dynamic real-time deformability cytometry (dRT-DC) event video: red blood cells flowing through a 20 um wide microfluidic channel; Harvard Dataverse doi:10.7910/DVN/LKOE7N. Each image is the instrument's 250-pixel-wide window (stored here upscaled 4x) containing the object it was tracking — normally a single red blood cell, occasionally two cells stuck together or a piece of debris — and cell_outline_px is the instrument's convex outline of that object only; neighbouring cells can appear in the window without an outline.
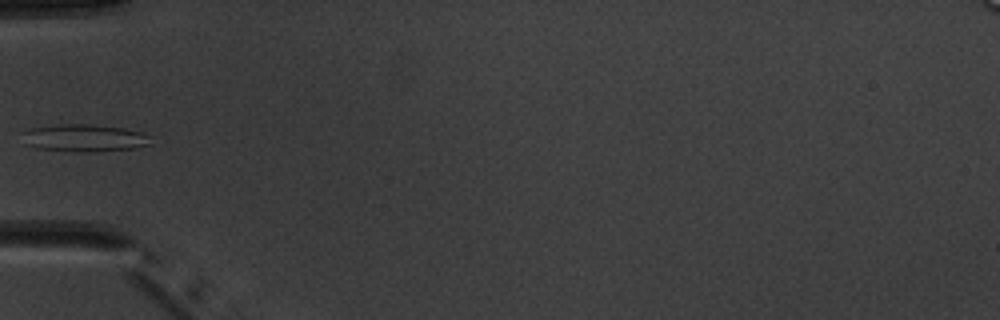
{"species": "common noctule bat (a hibernating species)", "species_latin": "Nyctalus noctula", "temperature_condition": "warm", "stored_images_in_passage": 5, "camera_frame_rate_fps": 3000, "um_per_image_px": 0.085, "animal": {"sex": "male", "body_mass_g": 20.1, "forearm_length_mm": 53.5}, "frame": {"image": 1, "passage_image": 4, "time_ms": 4.333, "image_size_px": [1000, 320], "cell_outline_px": [[152, 144], [132, 148], [92, 152], [80, 152], [36, 148], [24, 144], [20, 132], [28, 128], [60, 124], [88, 124], [124, 128], [140, 132], [152, 136]], "centroid_in_image_um": [7.12, 11.72], "position_along_channel_um": 77.9, "area_um2": 20.81}}
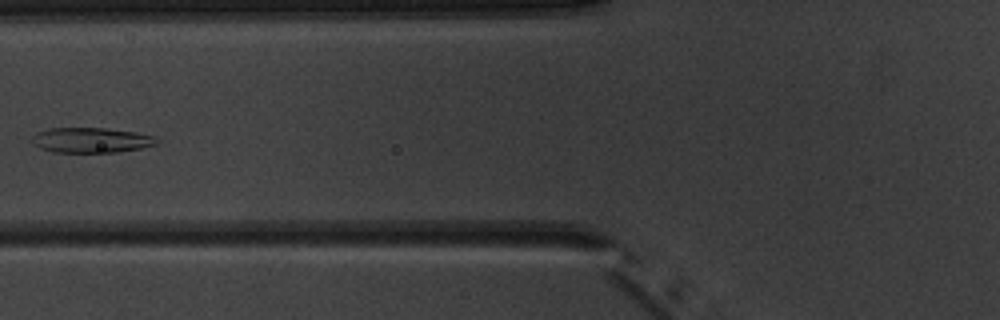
{"frame": {"image": 2, "passage_image": 5, "time_ms": 5.333, "image_size_px": [1000, 320], "cell_outline_px": [[160, 140], [156, 144], [140, 148], [116, 152], [52, 152], [40, 148], [32, 140], [32, 136], [36, 132], [48, 128], [104, 128], [136, 132], [156, 136]], "centroid_in_image_um": [7.76, 11.9], "position_along_channel_um": 118.0, "area_um2": 18.26}}